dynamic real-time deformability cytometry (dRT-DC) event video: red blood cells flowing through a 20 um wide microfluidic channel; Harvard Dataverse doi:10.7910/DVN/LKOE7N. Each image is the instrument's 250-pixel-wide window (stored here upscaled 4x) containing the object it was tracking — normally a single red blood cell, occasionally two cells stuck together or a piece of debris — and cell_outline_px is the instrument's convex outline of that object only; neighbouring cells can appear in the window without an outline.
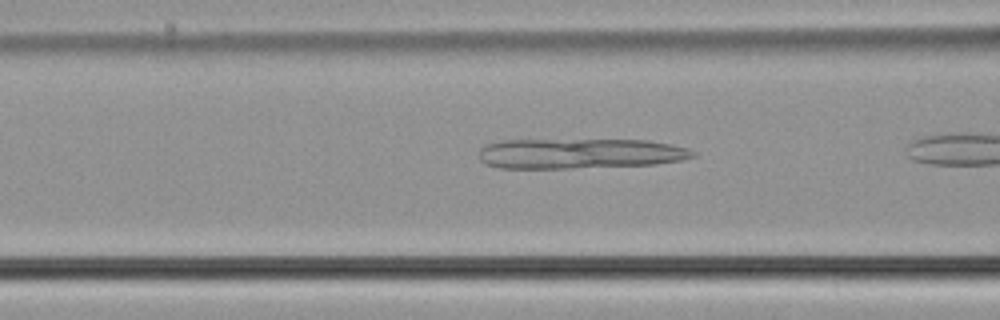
{"species": "common noctule bat (a hibernating species)", "species_latin": "Nyctalus noctula", "temperature_condition": "cold", "stored_images_in_passage": 10, "camera_frame_rate_fps": 3000, "um_per_image_px": 0.085, "animal": {"sex": "male", "body_mass_g": 21.5, "forearm_length_mm": 52.0}, "frame": {"image": 1, "passage_image": 5, "time_ms": 1.333, "image_size_px": [1000, 320], "cell_outline_px": [[696, 156], [680, 160], [656, 164], [572, 168], [500, 168], [484, 164], [480, 160], [480, 148], [484, 144], [500, 140], [648, 140], [672, 144], [688, 148], [696, 152]], "centroid_in_image_um": [49.27, 13.05], "position_along_channel_um": 117.3, "area_um2": 37.86}}